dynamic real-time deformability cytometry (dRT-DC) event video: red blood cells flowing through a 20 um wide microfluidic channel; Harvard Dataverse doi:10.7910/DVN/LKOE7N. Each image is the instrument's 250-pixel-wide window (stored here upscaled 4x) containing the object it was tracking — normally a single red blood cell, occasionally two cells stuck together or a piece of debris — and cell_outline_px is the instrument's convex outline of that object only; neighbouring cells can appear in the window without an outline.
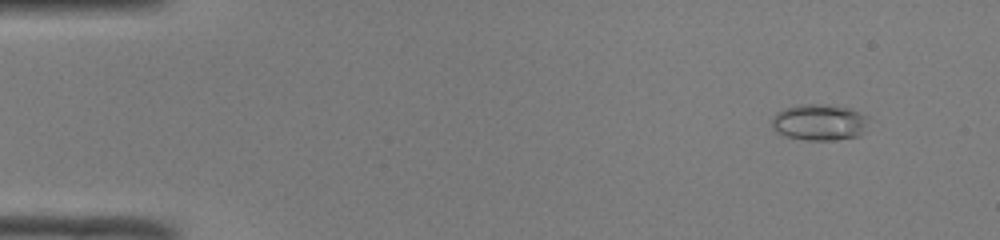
{"species": "common noctule bat (a hibernating species)", "species_latin": "Nyctalus noctula", "temperature_condition": "room temperature", "stored_images_in_passage": 50, "camera_frame_rate_fps": 3000, "um_per_image_px": 0.085, "animal": {"sex": "male", "body_mass_g": 19.0, "forearm_length_mm": 50.8}, "frame": {"image": 1, "passage_image": 5, "time_ms": 1.333, "image_size_px": [1000, 240], "cell_outline_px": [[868, 116], [864, 132], [860, 136], [836, 140], [808, 140], [788, 136], [776, 132], [772, 128], [772, 116], [776, 112], [784, 108], [796, 104], [828, 104], [848, 108]], "centroid_in_image_um": [69.63, 10.38], "position_along_channel_um": 15.4, "area_um2": 20.63}}
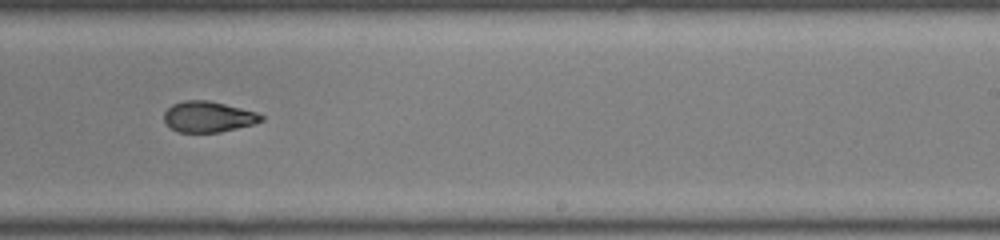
{"frame": {"image": 2, "passage_image": 32, "time_ms": 10.333, "image_size_px": [1000, 240], "cell_outline_px": [[264, 120], [256, 124], [220, 132], [176, 132], [164, 120], [164, 112], [172, 104], [184, 100], [208, 100], [256, 112], [264, 116]], "centroid_in_image_um": [17.72, 9.93], "position_along_channel_um": 271.3, "area_um2": 17.46}}
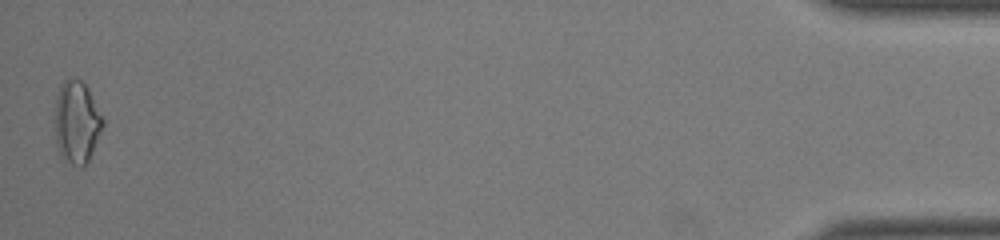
{"frame": {"image": 3, "passage_image": 50, "time_ms": 16.333, "image_size_px": [1000, 240], "cell_outline_px": [[104, 124], [88, 160], [80, 168], [72, 164], [60, 156], [56, 144], [56, 96], [60, 84], [68, 76], [84, 80], [104, 120]], "centroid_in_image_um": [6.51, 10.33], "position_along_channel_um": 428.7, "area_um2": 23.0}, "authors_computed_cell_mechanics": {"area_um2": 19.0451, "velocity_mm_per_s": 4.1241, "shape_relaxation_time_tau1_ms": null, "shape_relaxation_time_tau2_ms": 2.9271, "deformation_change_tau1": null, "deformation_change_tau2": 0.0873}}